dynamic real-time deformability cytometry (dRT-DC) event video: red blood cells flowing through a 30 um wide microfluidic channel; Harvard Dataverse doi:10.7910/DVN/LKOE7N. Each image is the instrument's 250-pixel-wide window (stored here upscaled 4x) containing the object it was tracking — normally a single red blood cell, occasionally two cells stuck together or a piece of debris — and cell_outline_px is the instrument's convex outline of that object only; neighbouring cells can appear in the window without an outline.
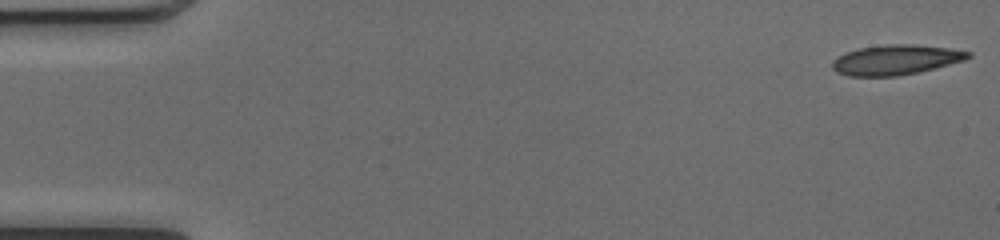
{"species": "common noctule bat (a hibernating species)", "species_latin": "Nyctalus noctula", "temperature_condition": "cold", "stored_images_in_passage": 50, "camera_frame_rate_fps": 3000, "um_per_image_px": 0.085, "animal": {"sex": "female", "body_mass_g": 17.0, "forearm_length_mm": 48.0}, "frame": {"image": 1, "passage_image": 1, "time_ms": 0.0, "image_size_px": [1000, 240], "cell_outline_px": [[972, 56], [964, 60], [920, 72], [896, 76], [848, 76], [836, 72], [832, 68], [832, 60], [848, 52], [860, 48], [888, 44], [912, 44], [952, 48], [972, 52]], "centroid_in_image_um": [76.17, 5.08], "position_along_channel_um": 8.8, "area_um2": 23.7}}
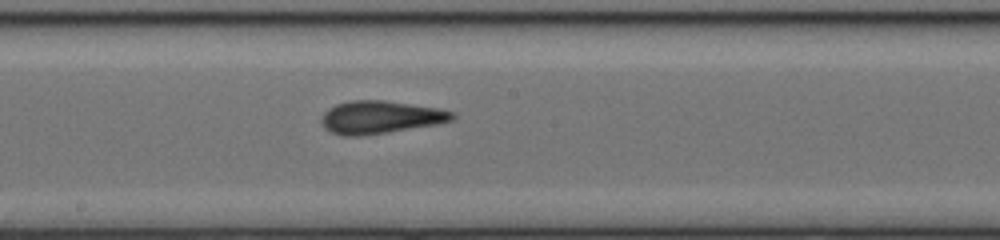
{"frame": {"image": 2, "passage_image": 27, "time_ms": 8.667, "image_size_px": [1000, 240], "cell_outline_px": [[456, 120], [436, 124], [388, 132], [360, 136], [344, 136], [332, 132], [324, 128], [324, 112], [328, 108], [336, 104], [352, 100], [384, 100], [436, 108], [456, 112]], "centroid_in_image_um": [32.38, 9.96], "position_along_channel_um": 215.8, "area_um2": 24.8}}
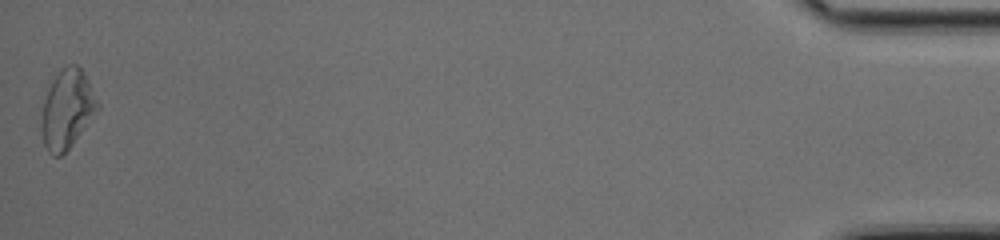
{"frame": {"image": 3, "passage_image": 50, "time_ms": 16.333, "image_size_px": [1000, 240], "cell_outline_px": [[100, 108], [72, 144], [60, 156], [52, 156], [48, 152], [44, 144], [40, 128], [40, 124], [44, 100], [48, 88], [52, 80], [68, 64], [76, 64], [84, 72], [100, 104]], "centroid_in_image_um": [5.7, 9.29], "position_along_channel_um": 429.5, "area_um2": 25.66}, "authors_computed_cell_mechanics": {"area_um2": 24.3049, "velocity_mm_per_s": 4.0877, "shape_relaxation_time_tau1_ms": 3.9295, "shape_relaxation_time_tau2_ms": 1.842, "deformation_change_tau1": 0.1327, "deformation_change_tau2": 0.0992}}